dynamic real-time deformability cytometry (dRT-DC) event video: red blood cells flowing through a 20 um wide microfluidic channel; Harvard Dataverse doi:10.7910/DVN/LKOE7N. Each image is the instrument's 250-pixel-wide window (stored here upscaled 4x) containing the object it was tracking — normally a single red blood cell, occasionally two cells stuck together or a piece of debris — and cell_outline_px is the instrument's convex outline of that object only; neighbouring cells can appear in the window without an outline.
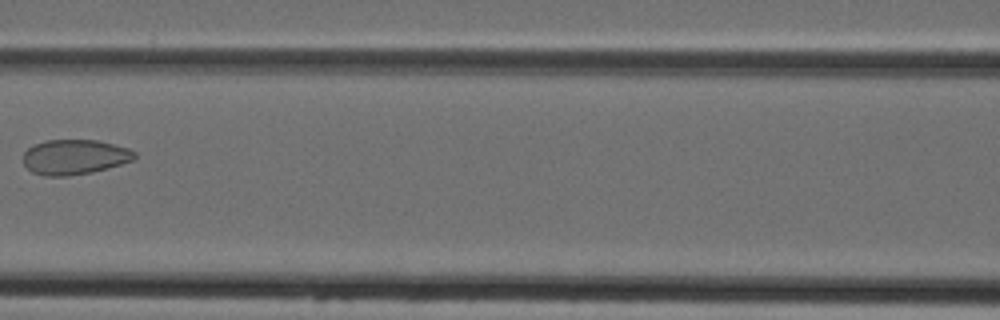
{"species": "Egyptian fruit bat (a non-hibernating species)", "species_latin": "Rousettus aegyptiacus", "temperature_condition": "cold", "stored_images_in_passage": 8, "camera_frame_rate_fps": 3000, "um_per_image_px": 0.085, "animal": {"sex": "female"}, "frame": {"image": 1, "passage_image": 7, "time_ms": 9.667, "image_size_px": [1000, 320], "cell_outline_px": [[136, 156], [132, 160], [108, 168], [92, 172], [68, 176], [44, 176], [32, 172], [24, 164], [24, 152], [28, 148], [44, 140], [100, 140], [128, 148], [136, 152]], "centroid_in_image_um": [6.34, 13.34], "position_along_channel_um": 160.3, "area_um2": 22.72}}
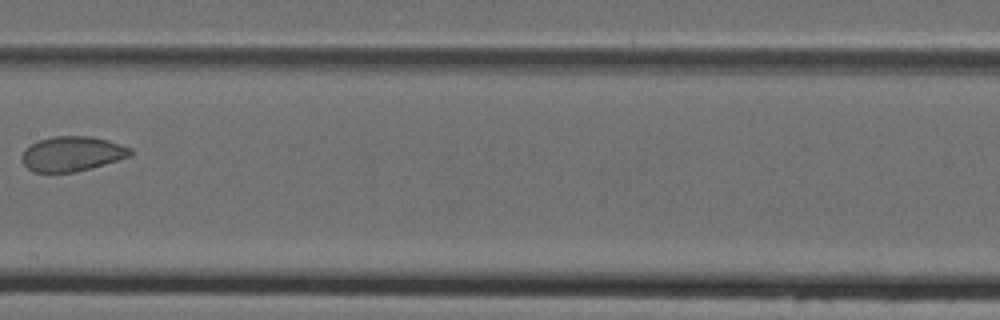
{"frame": {"image": 2, "passage_image": 8, "time_ms": 10.667, "image_size_px": [1000, 320], "cell_outline_px": [[132, 156], [76, 172], [32, 172], [24, 164], [24, 148], [40, 140], [52, 136], [88, 136], [108, 140], [132, 148]], "centroid_in_image_um": [6.16, 13.07], "position_along_channel_um": 201.2, "area_um2": 21.85}}